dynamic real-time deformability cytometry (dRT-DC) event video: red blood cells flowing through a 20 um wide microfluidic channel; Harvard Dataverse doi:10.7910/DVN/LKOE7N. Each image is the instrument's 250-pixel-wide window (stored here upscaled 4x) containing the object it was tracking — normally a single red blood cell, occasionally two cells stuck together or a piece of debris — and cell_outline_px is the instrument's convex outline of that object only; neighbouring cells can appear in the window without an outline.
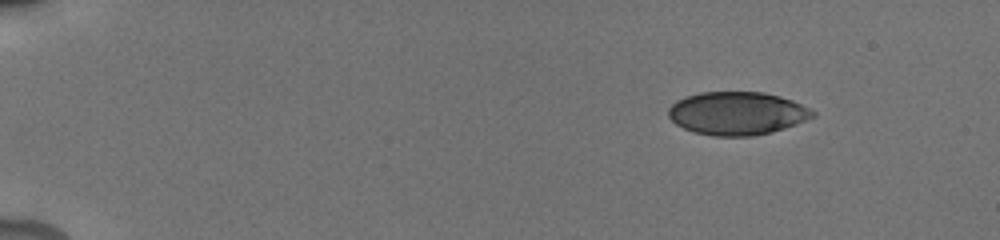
{"species": "human", "species_latin": "Homo sapiens", "temperature_condition": "cold", "stored_images_in_passage": 32, "camera_frame_rate_fps": 3000, "um_per_image_px": 0.085, "donor": {"sex": "male"}, "frame": {"image": 1, "passage_image": 1, "time_ms": 0.0, "image_size_px": [1000, 240], "cell_outline_px": [[816, 116], [796, 124], [772, 132], [752, 136], [712, 136], [696, 132], [684, 128], [676, 124], [668, 116], [668, 108], [676, 100], [684, 96], [700, 92], [764, 92], [780, 96], [792, 100], [816, 112]], "centroid_in_image_um": [62.64, 9.63], "position_along_channel_um": 22.4, "area_um2": 36.36}}
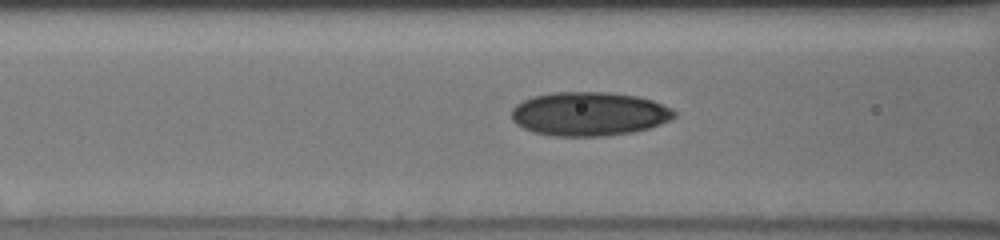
{"frame": {"image": 2, "passage_image": 14, "time_ms": 5.667, "image_size_px": [1000, 240], "cell_outline_px": [[676, 116], [672, 120], [648, 128], [632, 132], [604, 136], [556, 136], [532, 132], [516, 124], [512, 120], [512, 108], [516, 104], [532, 96], [552, 92], [608, 92], [636, 96], [652, 100], [672, 108], [676, 112]], "centroid_in_image_um": [50.07, 9.68], "position_along_channel_um": 116.5, "area_um2": 41.79}}
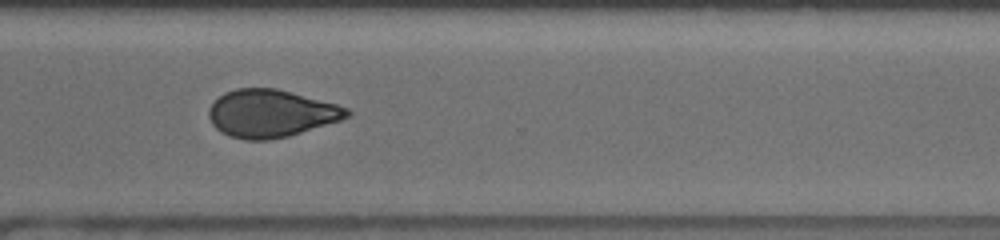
{"frame": {"image": 3, "passage_image": 25, "time_ms": 11.667, "image_size_px": [1000, 240], "cell_outline_px": [[352, 112], [348, 116], [340, 120], [288, 136], [268, 140], [244, 140], [228, 136], [220, 132], [212, 124], [208, 116], [208, 108], [224, 92], [236, 88], [276, 88], [292, 92], [336, 104], [348, 108]], "centroid_in_image_um": [22.99, 9.64], "position_along_channel_um": 347.6, "area_um2": 38.26}, "authors_computed_cell_mechanics": {"area_um2": 38.2636, "velocity_mm_per_s": 3.8543, "shape_relaxation_time_tau1_ms": 10.1781, "shape_relaxation_time_tau2_ms": 2.5214, "deformation_change_tau1": 0.1682, "deformation_change_tau2": 0.0743}}